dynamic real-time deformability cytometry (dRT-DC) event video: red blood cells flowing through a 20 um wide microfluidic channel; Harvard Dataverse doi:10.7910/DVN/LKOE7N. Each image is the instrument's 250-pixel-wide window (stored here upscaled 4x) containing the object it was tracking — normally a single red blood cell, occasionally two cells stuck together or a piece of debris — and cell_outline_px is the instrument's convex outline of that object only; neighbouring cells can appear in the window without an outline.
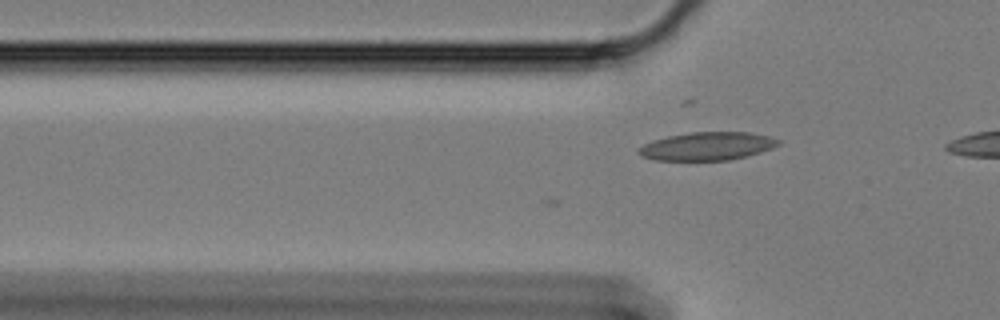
{"species": "Egyptian fruit bat (a non-hibernating species)", "species_latin": "Rousettus aegyptiacus", "temperature_condition": "cold", "stored_images_in_passage": 5, "camera_frame_rate_fps": 3000, "um_per_image_px": 0.085, "animal": {"sex": "female"}, "frame": {"image": 1, "passage_image": 5, "time_ms": 1.333, "image_size_px": [1000, 320], "cell_outline_px": [[780, 144], [772, 148], [748, 156], [728, 160], [652, 160], [640, 156], [636, 152], [636, 148], [652, 140], [668, 136], [688, 132], [748, 132], [772, 136], [780, 140]], "centroid_in_image_um": [60.08, 12.42], "position_along_channel_um": 65.7, "area_um2": 23.24}}